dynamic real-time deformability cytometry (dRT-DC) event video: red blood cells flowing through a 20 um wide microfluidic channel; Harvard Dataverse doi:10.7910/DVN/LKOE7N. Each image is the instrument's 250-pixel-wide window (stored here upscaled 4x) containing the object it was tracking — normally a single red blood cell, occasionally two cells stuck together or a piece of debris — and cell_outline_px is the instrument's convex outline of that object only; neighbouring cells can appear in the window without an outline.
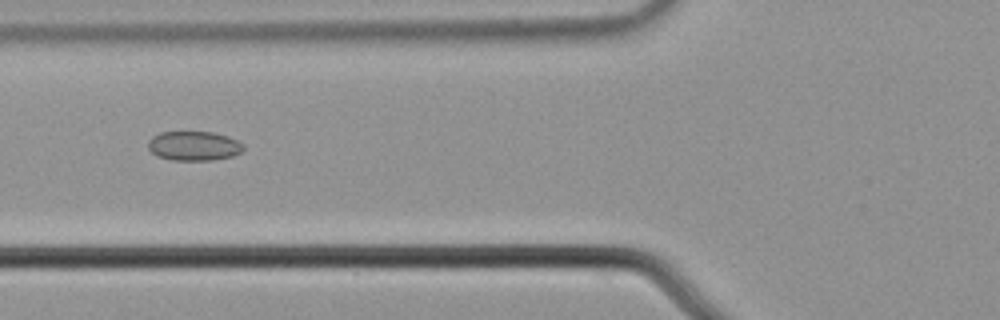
{"species": "common noctule bat (a hibernating species)", "species_latin": "Nyctalus noctula", "temperature_condition": "cold", "stored_images_in_passage": 8, "camera_frame_rate_fps": 3000, "um_per_image_px": 0.085, "animal": {"sex": "male", "body_mass_g": 21.5, "forearm_length_mm": 52.0}, "frame": {"image": 1, "passage_image": 6, "time_ms": 1.667, "image_size_px": [1000, 320], "cell_outline_px": [[244, 148], [240, 152], [232, 156], [212, 160], [172, 160], [156, 156], [148, 148], [148, 140], [152, 136], [160, 132], [212, 132], [228, 136], [244, 144]], "centroid_in_image_um": [16.46, 12.4], "position_along_channel_um": 109.3, "area_um2": 16.36}}
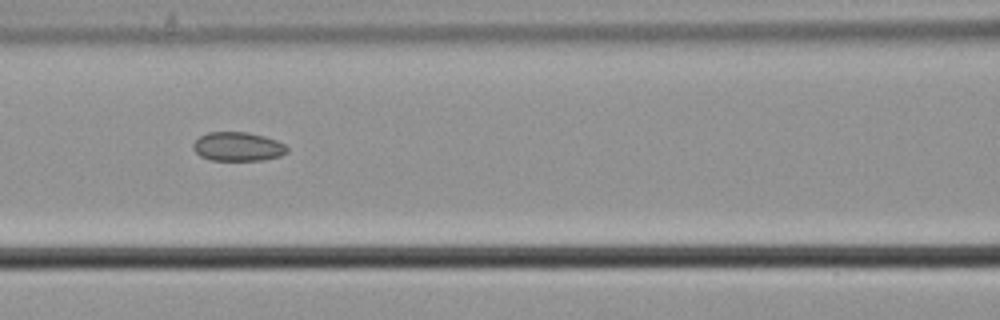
{"frame": {"image": 2, "passage_image": 7, "time_ms": 2.0, "image_size_px": [1000, 320], "cell_outline_px": [[288, 152], [280, 156], [264, 160], [212, 160], [200, 156], [192, 148], [192, 144], [200, 136], [208, 132], [248, 132], [264, 136], [276, 140], [284, 144], [288, 148]], "centroid_in_image_um": [20.22, 12.46], "position_along_channel_um": 146.4, "area_um2": 15.9}}
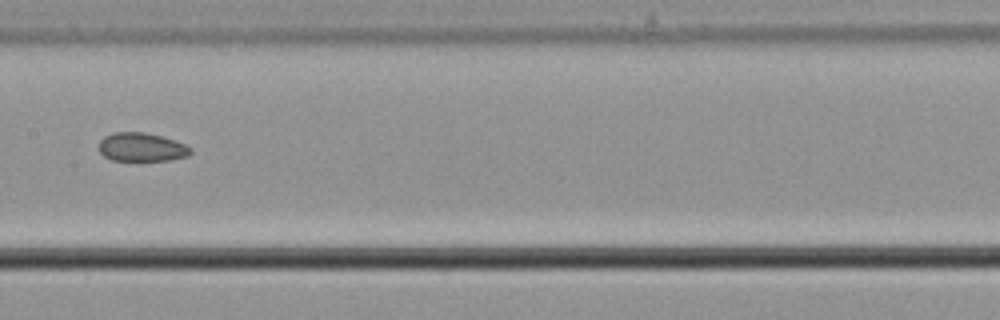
{"frame": {"image": 3, "passage_image": 8, "time_ms": 2.333, "image_size_px": [1000, 320], "cell_outline_px": [[192, 152], [188, 156], [172, 160], [112, 160], [104, 156], [100, 152], [100, 140], [104, 136], [112, 132], [144, 132], [160, 136], [184, 144], [192, 148]], "centroid_in_image_um": [12.04, 12.51], "position_along_channel_um": 195.4, "area_um2": 15.2}}